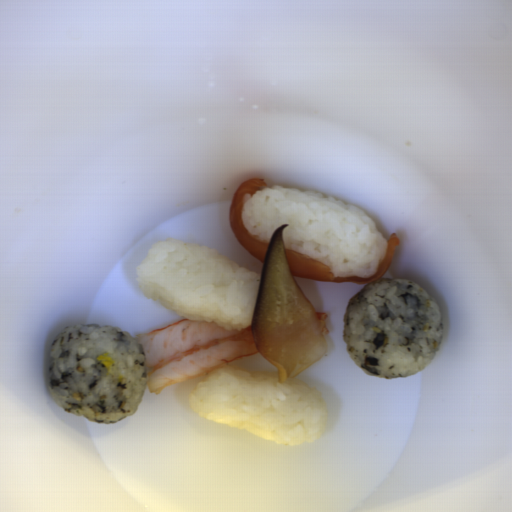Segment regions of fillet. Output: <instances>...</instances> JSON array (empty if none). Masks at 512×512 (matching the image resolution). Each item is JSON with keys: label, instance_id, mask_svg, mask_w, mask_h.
Masks as SVG:
<instances>
[{"label": "fillet", "instance_id": "fillet-1", "mask_svg": "<svg viewBox=\"0 0 512 512\" xmlns=\"http://www.w3.org/2000/svg\"><path fill=\"white\" fill-rule=\"evenodd\" d=\"M267 187L264 178L243 181L230 204V228L238 243L261 264L257 295L250 319L257 351L278 371V383L295 378L330 352L327 313L317 312L296 278L330 283L368 285L382 279L399 245L390 235L386 253L375 275L334 277L330 266L294 250L285 249L283 234L289 224L278 226L268 243L253 237L244 227V198Z\"/></svg>", "mask_w": 512, "mask_h": 512}]
</instances>
